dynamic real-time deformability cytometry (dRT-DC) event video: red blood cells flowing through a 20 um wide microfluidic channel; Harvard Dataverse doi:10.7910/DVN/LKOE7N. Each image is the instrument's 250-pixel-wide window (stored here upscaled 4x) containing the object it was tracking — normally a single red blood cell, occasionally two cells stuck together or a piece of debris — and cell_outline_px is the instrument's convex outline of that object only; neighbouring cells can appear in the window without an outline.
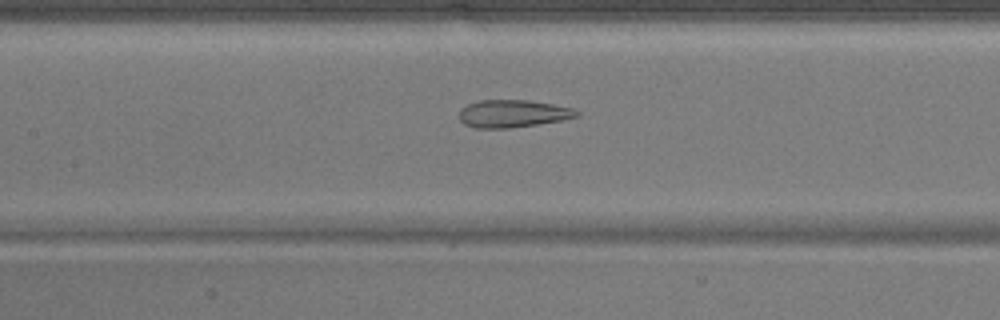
{"species": "common noctule bat (a hibernating species)", "species_latin": "Nyctalus noctula", "temperature_condition": "warm", "stored_images_in_passage": 41, "camera_frame_rate_fps": 3000, "um_per_image_px": 0.085, "animal": {"sex": "male", "body_mass_g": 17.9}, "frame": {"image": 1, "passage_image": 14, "time_ms": 4.333, "image_size_px": [1000, 320], "cell_outline_px": [[580, 116], [560, 120], [536, 124], [508, 128], [476, 128], [464, 124], [460, 120], [460, 108], [468, 104], [480, 100], [528, 100], [552, 104], [572, 108], [580, 112]], "centroid_in_image_um": [43.58, 9.65], "position_along_channel_um": 163.8, "area_um2": 18.73}}
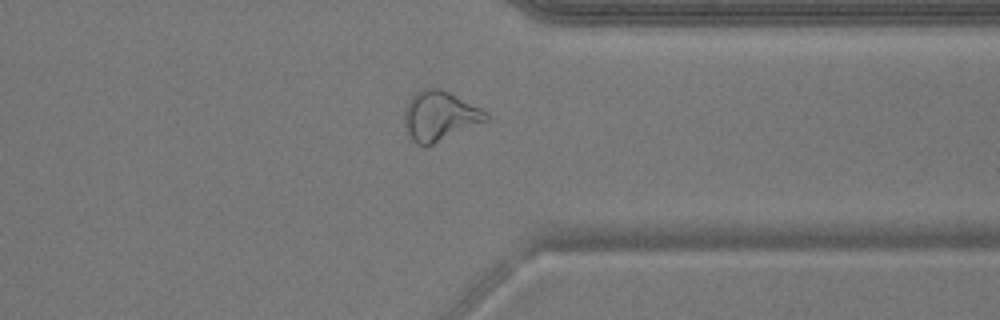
{"frame": {"image": 2, "passage_image": 30, "time_ms": 9.667, "image_size_px": [1000, 320], "cell_outline_px": [[488, 120], [424, 148], [416, 144], [412, 140], [404, 124], [404, 108], [412, 96], [420, 88], [440, 88], [488, 112]], "centroid_in_image_um": [37.34, 9.87], "position_along_channel_um": 374.1, "area_um2": 23.52}}
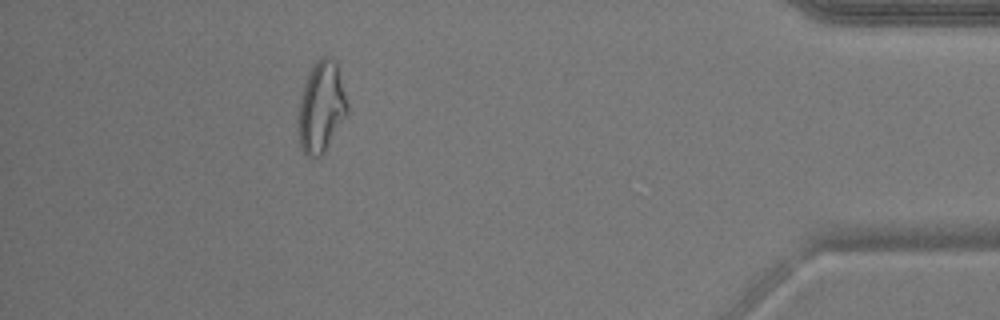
{"frame": {"image": 3, "passage_image": 36, "time_ms": 11.667, "image_size_px": [1000, 320], "cell_outline_px": [[348, 112], [324, 152], [320, 156], [312, 160], [300, 148], [300, 100], [304, 84], [316, 60], [320, 56], [328, 56], [336, 60], [348, 104]], "centroid_in_image_um": [27.34, 9.09], "position_along_channel_um": 407.9, "area_um2": 25.55}}